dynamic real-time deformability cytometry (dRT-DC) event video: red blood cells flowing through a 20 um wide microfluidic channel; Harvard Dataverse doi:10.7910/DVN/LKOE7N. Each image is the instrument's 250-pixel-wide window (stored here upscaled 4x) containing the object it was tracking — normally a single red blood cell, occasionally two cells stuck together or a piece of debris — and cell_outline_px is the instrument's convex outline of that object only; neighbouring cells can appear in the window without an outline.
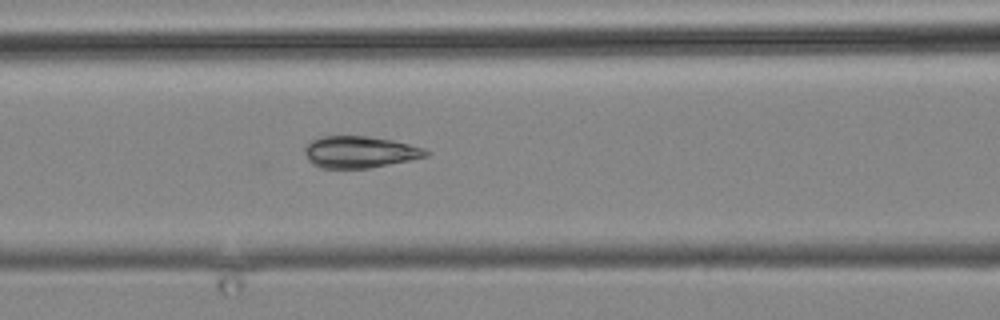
{"species": "common noctule bat (a hibernating species)", "species_latin": "Nyctalus noctula", "temperature_condition": "cold", "stored_images_in_passage": 4, "camera_frame_rate_fps": 3000, "um_per_image_px": 0.085, "animal": {"sex": "male", "body_mass_g": 19.2, "forearm_length_mm": 51.8}, "frame": {"image": 1, "passage_image": 3, "time_ms": 2.333, "image_size_px": [1000, 320], "cell_outline_px": [[432, 152], [428, 156], [412, 160], [368, 168], [320, 168], [312, 164], [308, 160], [304, 152], [304, 148], [312, 140], [324, 136], [368, 136], [392, 140], [424, 148]], "centroid_in_image_um": [30.59, 12.92], "position_along_channel_um": 136.0, "area_um2": 22.48}}